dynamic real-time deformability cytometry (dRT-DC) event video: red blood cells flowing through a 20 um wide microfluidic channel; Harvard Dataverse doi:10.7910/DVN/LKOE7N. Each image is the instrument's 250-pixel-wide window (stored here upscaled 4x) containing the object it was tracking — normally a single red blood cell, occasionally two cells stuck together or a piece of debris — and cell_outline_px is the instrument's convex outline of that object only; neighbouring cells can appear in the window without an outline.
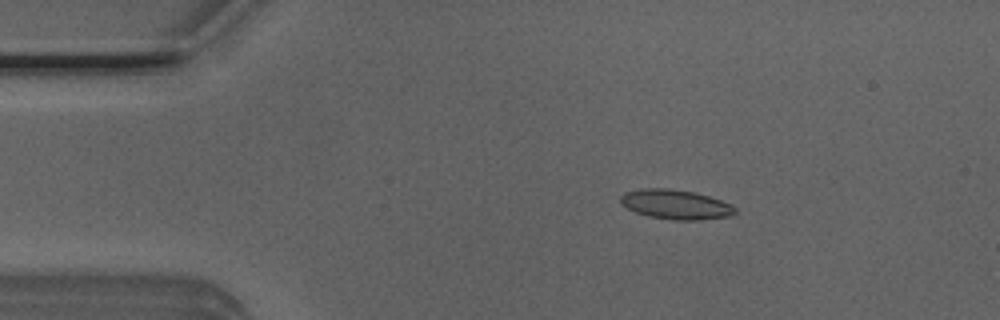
{"species": "Egyptian fruit bat (a non-hibernating species)", "species_latin": "Rousettus aegyptiacus", "temperature_condition": "room temperature", "stored_images_in_passage": 51, "camera_frame_rate_fps": 3000, "um_per_image_px": 0.085, "animal": {"sex": "male"}, "frame": {"image": 1, "passage_image": 8, "time_ms": 2.333, "image_size_px": [1000, 320], "cell_outline_px": [[736, 212], [732, 216], [700, 220], [672, 220], [648, 216], [636, 212], [620, 204], [620, 196], [624, 192], [644, 188], [668, 188], [692, 192], [708, 196], [732, 204], [736, 208]], "centroid_in_image_um": [57.43, 17.38], "position_along_channel_um": 27.6, "area_um2": 19.83}}
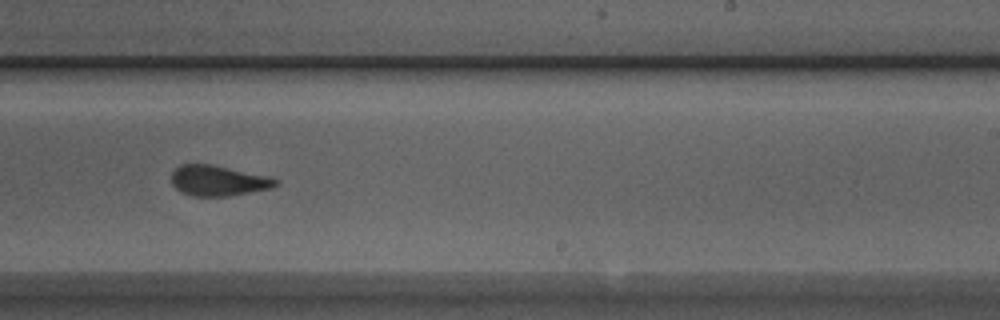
{"frame": {"image": 2, "passage_image": 31, "time_ms": 10.0, "image_size_px": [1000, 320], "cell_outline_px": [[280, 184], [272, 188], [228, 196], [192, 196], [180, 192], [172, 184], [172, 172], [180, 164], [212, 164], [272, 176], [280, 180]], "centroid_in_image_um": [18.6, 15.35], "position_along_channel_um": 270.4, "area_um2": 18.84}}
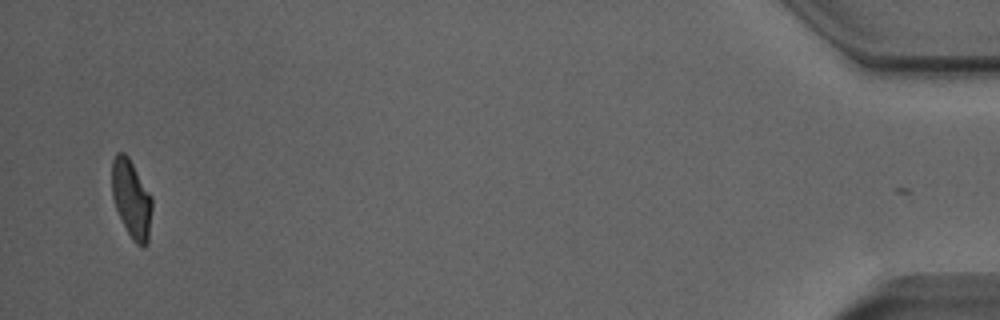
{"frame": {"image": 3, "passage_image": 50, "time_ms": 16.333, "image_size_px": [1000, 320], "cell_outline_px": [[152, 208], [148, 240], [144, 248], [140, 248], [132, 240], [116, 208], [112, 196], [112, 160], [116, 152], [124, 152], [128, 156], [152, 196]], "centroid_in_image_um": [11.18, 16.9], "position_along_channel_um": 424.0, "area_um2": 18.26}, "authors_computed_cell_mechanics": {"area_um2": 19.1318, "velocity_mm_per_s": 3.8844, "shape_relaxation_time_tau1_ms": 8.7943, "shape_relaxation_time_tau2_ms": 1.4898, "deformation_change_tau1": 0.1922, "deformation_change_tau2": 0.08}}